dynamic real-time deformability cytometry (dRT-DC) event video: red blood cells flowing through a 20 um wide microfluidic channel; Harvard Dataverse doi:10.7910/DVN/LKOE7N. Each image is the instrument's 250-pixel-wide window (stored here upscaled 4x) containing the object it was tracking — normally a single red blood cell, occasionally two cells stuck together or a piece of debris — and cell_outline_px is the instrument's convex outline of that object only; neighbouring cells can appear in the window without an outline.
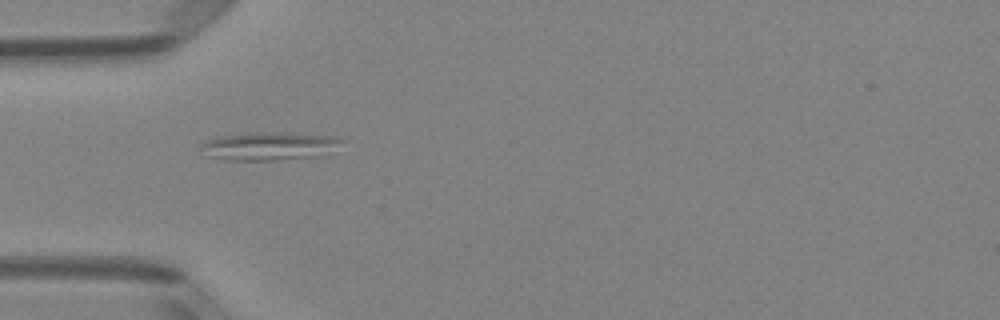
{"species": "Egyptian fruit bat (a non-hibernating species)", "species_latin": "Rousettus aegyptiacus", "temperature_condition": "room temperature", "stored_images_in_passage": 1, "camera_frame_rate_fps": 3000, "um_per_image_px": 0.085, "animal": {"sex": "female"}, "frame": {"image": 1, "passage_image": 1, "time_ms": 0.0, "image_size_px": [1000, 320], "cell_outline_px": [[344, 140], [328, 156], [272, 160], [228, 160], [208, 156], [200, 148], [200, 144], [208, 140], [220, 136], [336, 136]], "centroid_in_image_um": [22.93, 12.52], "position_along_channel_um": 62.1, "area_um2": 21.39}}